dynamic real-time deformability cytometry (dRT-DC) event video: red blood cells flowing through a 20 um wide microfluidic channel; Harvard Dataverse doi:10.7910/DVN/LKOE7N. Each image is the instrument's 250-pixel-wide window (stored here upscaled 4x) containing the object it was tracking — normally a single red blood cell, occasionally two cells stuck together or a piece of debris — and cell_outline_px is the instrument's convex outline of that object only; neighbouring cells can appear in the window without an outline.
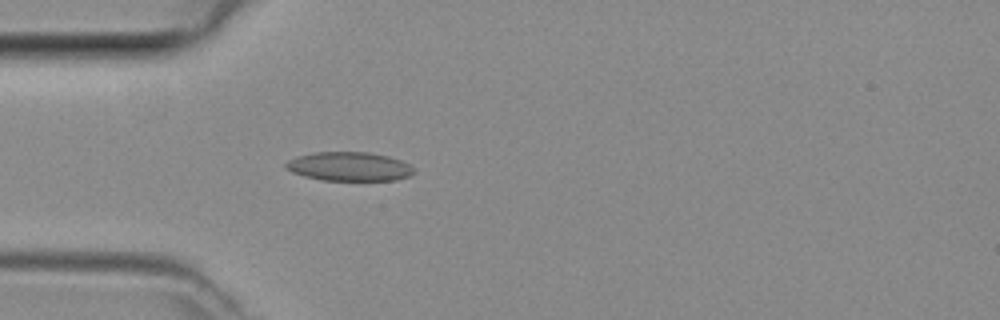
{"species": "common noctule bat (a hibernating species)", "species_latin": "Nyctalus noctula", "temperature_condition": "room temperature", "stored_images_in_passage": 2, "camera_frame_rate_fps": 3000, "um_per_image_px": 0.085, "animal": {"sex": "female", "body_mass_g": 29.2, "forearm_length_mm": 56.3}, "frame": {"image": 1, "passage_image": 2, "time_ms": 0.333, "image_size_px": [1000, 320], "cell_outline_px": [[416, 172], [408, 176], [396, 180], [324, 180], [304, 176], [292, 172], [284, 168], [284, 164], [288, 160], [296, 156], [312, 152], [368, 152], [388, 156], [400, 160], [416, 168]], "centroid_in_image_um": [29.67, 14.14], "position_along_channel_um": 55.3, "area_um2": 21.73}}